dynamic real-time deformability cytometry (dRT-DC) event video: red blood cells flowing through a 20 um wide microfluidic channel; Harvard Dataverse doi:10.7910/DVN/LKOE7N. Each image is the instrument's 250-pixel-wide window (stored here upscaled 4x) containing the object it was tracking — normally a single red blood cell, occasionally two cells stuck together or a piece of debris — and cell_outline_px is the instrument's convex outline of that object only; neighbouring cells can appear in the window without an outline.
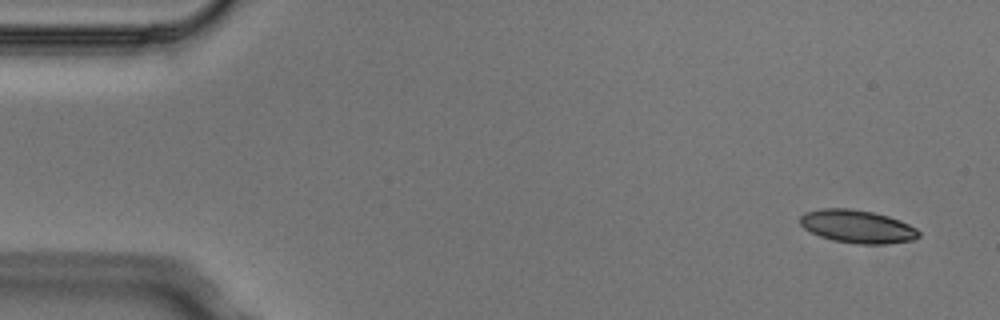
{"species": "Egyptian fruit bat (a non-hibernating species)", "species_latin": "Rousettus aegyptiacus", "temperature_condition": "cold", "stored_images_in_passage": 4, "camera_frame_rate_fps": 3000, "um_per_image_px": 0.085, "animal": {"sex": "male"}, "frame": {"image": 1, "passage_image": 1, "time_ms": 0.0, "image_size_px": [1000, 320], "cell_outline_px": [[920, 236], [912, 240], [888, 244], [856, 244], [832, 240], [820, 236], [804, 228], [800, 224], [800, 216], [804, 212], [824, 208], [848, 208], [872, 212], [888, 216], [900, 220], [916, 228], [920, 232]], "centroid_in_image_um": [72.88, 19.25], "position_along_channel_um": 12.1, "area_um2": 22.89}}